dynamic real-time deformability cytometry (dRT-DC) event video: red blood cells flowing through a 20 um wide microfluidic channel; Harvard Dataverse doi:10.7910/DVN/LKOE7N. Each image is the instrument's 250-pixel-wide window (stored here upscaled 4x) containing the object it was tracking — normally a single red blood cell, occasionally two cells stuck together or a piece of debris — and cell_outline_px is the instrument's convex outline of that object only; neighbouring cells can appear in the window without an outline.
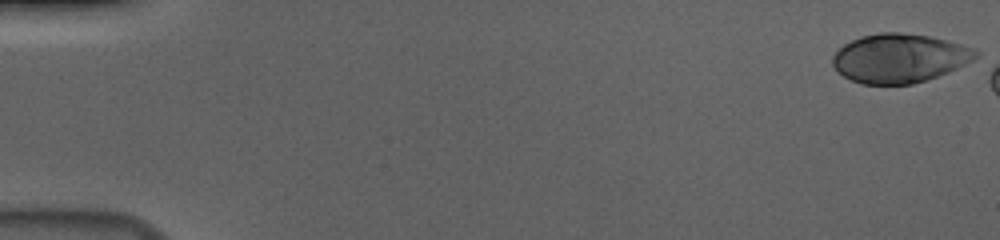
{"species": "human", "species_latin": "Homo sapiens", "temperature_condition": "cold", "stored_images_in_passage": 8, "camera_frame_rate_fps": 3000, "um_per_image_px": 0.085, "donor": {"sex": "male"}, "frame": {"image": 1, "passage_image": 1, "time_ms": 0.0, "image_size_px": [1000, 240], "cell_outline_px": [[980, 56], [948, 72], [912, 84], [860, 84], [844, 76], [832, 64], [832, 56], [844, 44], [860, 36], [880, 32], [900, 32], [928, 36], [976, 48], [980, 52]], "centroid_in_image_um": [76.46, 4.94], "position_along_channel_um": 8.5, "area_um2": 40.58}}